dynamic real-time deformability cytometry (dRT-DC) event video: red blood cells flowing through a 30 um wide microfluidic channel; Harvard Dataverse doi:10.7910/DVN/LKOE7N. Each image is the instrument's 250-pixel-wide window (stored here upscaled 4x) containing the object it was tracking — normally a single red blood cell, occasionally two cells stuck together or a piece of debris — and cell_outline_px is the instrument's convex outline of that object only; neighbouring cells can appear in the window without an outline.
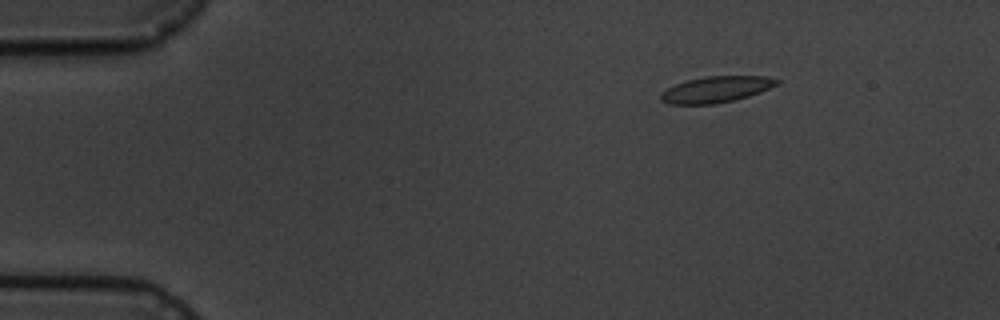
{"species": "common noctule bat (a hibernating species)", "species_latin": "Nyctalus noctula", "temperature_condition": "cold", "stored_images_in_passage": 9, "camera_frame_rate_fps": 3000, "um_per_image_px": 0.085, "animal": {"sex": "male", "body_mass_g": 19.5, "forearm_length_mm": 54.6}, "frame": {"image": 1, "passage_image": 2, "time_ms": 1.0, "image_size_px": [1000, 320], "cell_outline_px": [[780, 80], [776, 84], [760, 92], [748, 96], [716, 104], [668, 104], [660, 100], [660, 92], [676, 84], [688, 80], [704, 76], [764, 76]], "centroid_in_image_um": [60.82, 7.6], "position_along_channel_um": 24.2, "area_um2": 17.51}}
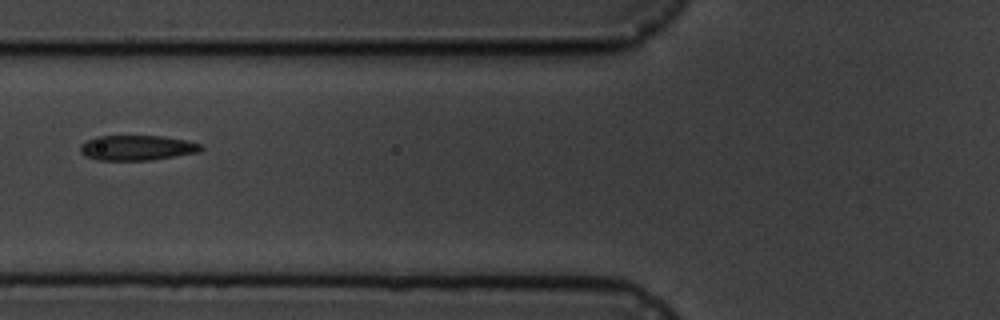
{"frame": {"image": 2, "passage_image": 6, "time_ms": 5.667, "image_size_px": [1000, 320], "cell_outline_px": [[204, 148], [200, 152], [152, 160], [96, 160], [84, 156], [80, 152], [80, 144], [96, 136], [164, 136], [184, 140], [200, 144]], "centroid_in_image_um": [11.63, 12.57], "position_along_channel_um": 114.2, "area_um2": 17.74}}
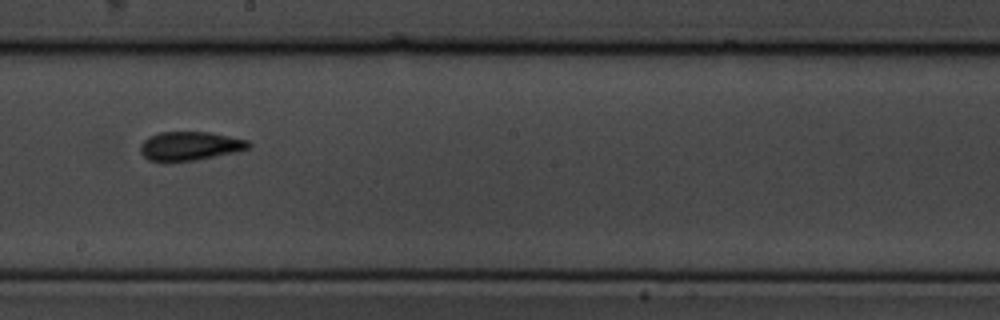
{"frame": {"image": 3, "passage_image": 9, "time_ms": 9.0, "image_size_px": [1000, 320], "cell_outline_px": [[252, 144], [248, 148], [236, 152], [196, 160], [148, 160], [140, 152], [140, 144], [148, 136], [160, 132], [208, 132], [248, 140]], "centroid_in_image_um": [16.14, 12.39], "position_along_channel_um": 232.1, "area_um2": 17.92}}